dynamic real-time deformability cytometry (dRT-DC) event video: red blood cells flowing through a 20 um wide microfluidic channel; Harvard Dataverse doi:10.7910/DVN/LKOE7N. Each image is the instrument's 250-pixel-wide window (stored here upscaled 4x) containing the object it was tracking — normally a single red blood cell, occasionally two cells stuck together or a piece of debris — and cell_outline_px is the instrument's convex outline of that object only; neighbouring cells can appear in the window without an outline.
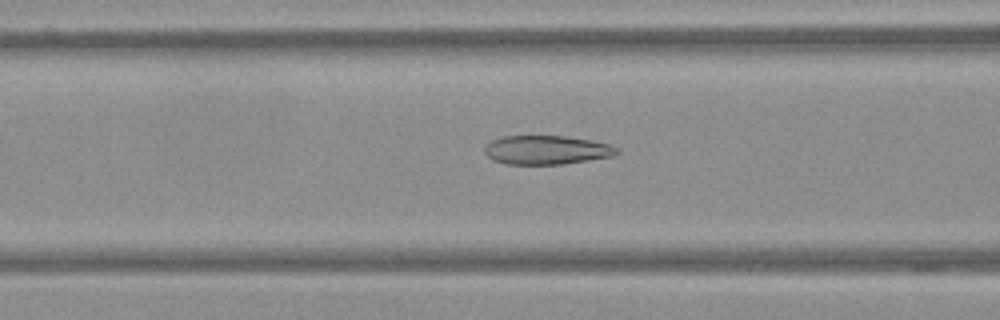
{"species": "Egyptian fruit bat (a non-hibernating species)", "species_latin": "Rousettus aegyptiacus", "temperature_condition": "warm", "stored_images_in_passage": 58, "camera_frame_rate_fps": 3000, "um_per_image_px": 0.085, "frame": {"image": 1, "passage_image": 24, "time_ms": 7.667, "image_size_px": [1000, 320], "cell_outline_px": [[620, 152], [612, 156], [564, 164], [504, 164], [492, 160], [484, 152], [484, 148], [492, 140], [504, 136], [564, 136], [592, 140], [612, 144], [620, 148]], "centroid_in_image_um": [46.49, 12.75], "position_along_channel_um": 120.1, "area_um2": 22.43}}
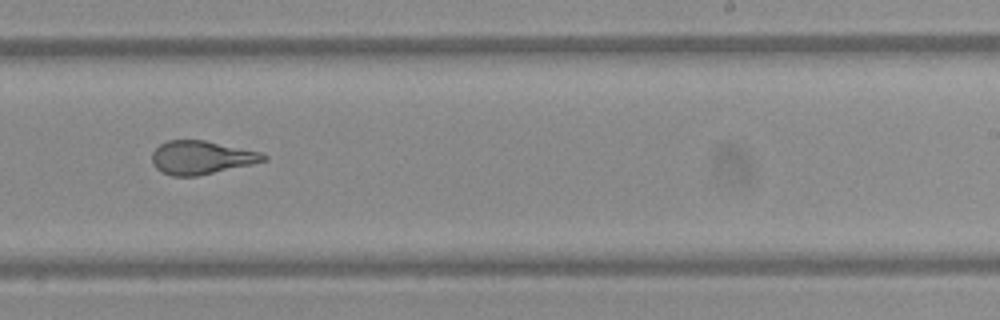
{"frame": {"image": 2, "passage_image": 37, "time_ms": 12.0, "image_size_px": [1000, 320], "cell_outline_px": [[268, 160], [252, 164], [196, 176], [172, 176], [156, 168], [152, 164], [152, 152], [160, 144], [168, 140], [204, 140], [260, 152], [268, 156]], "centroid_in_image_um": [17.11, 13.38], "position_along_channel_um": 271.9, "area_um2": 21.56}}
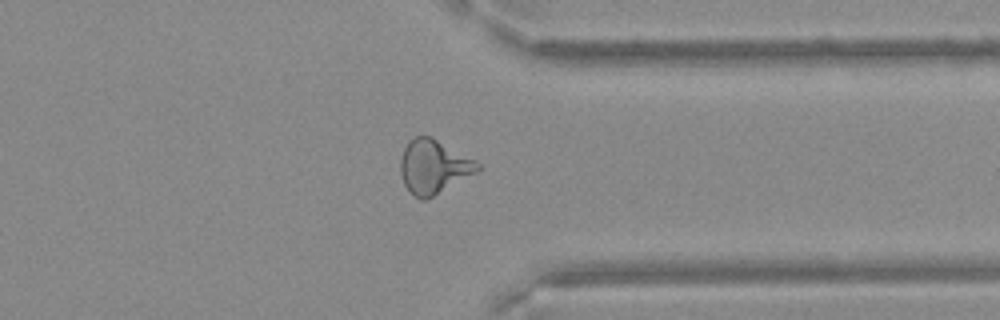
{"frame": {"image": 3, "passage_image": 46, "time_ms": 15.0, "image_size_px": [1000, 320], "cell_outline_px": [[480, 168], [476, 172], [432, 196], [424, 200], [420, 200], [404, 184], [400, 172], [400, 160], [404, 148], [408, 140], [412, 136], [432, 136], [476, 160], [480, 164]], "centroid_in_image_um": [36.84, 14.12], "position_along_channel_um": 374.6, "area_um2": 23.99}}